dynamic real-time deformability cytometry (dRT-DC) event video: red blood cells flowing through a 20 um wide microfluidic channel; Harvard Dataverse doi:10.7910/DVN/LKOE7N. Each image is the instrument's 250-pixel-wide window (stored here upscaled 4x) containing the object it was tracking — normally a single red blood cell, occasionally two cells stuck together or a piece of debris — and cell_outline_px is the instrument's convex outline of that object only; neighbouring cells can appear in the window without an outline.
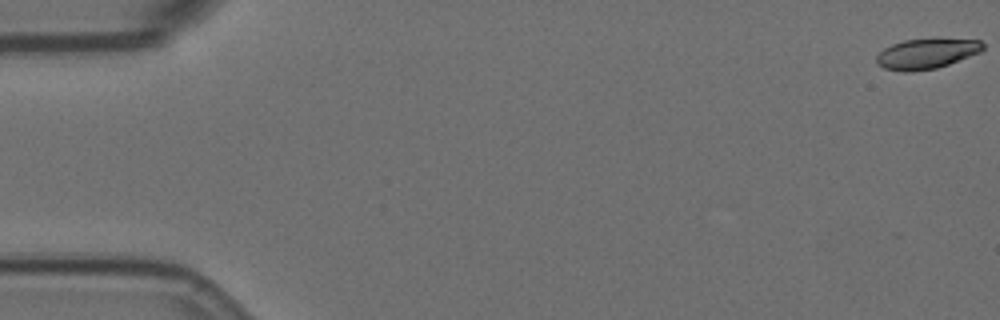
{"species": "Egyptian fruit bat (a non-hibernating species)", "species_latin": "Rousettus aegyptiacus", "temperature_condition": "room temperature", "stored_images_in_passage": 23, "camera_frame_rate_fps": 3000, "um_per_image_px": 0.085, "animal": {"sex": "female"}, "frame": {"image": 1, "passage_image": 1, "time_ms": 0.0, "image_size_px": [1000, 320], "cell_outline_px": [[984, 48], [980, 52], [948, 64], [936, 68], [908, 72], [904, 72], [884, 68], [876, 64], [876, 56], [884, 48], [892, 44], [904, 40], [980, 40], [984, 44]], "centroid_in_image_um": [78.7, 4.58], "position_along_channel_um": 6.3, "area_um2": 18.26}}
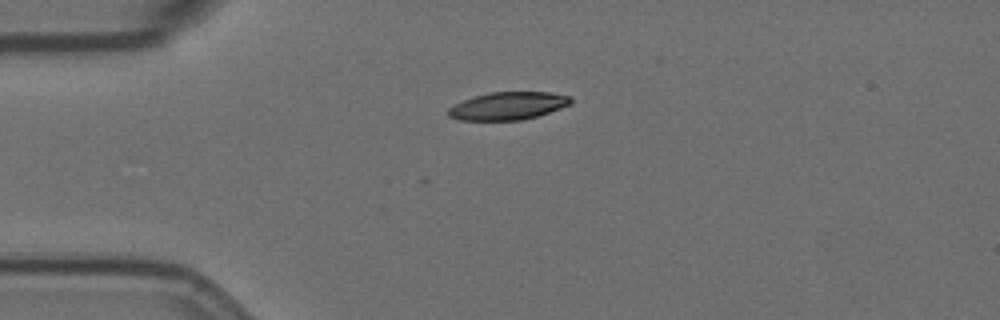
{"frame": {"image": 2, "passage_image": 15, "time_ms": 4.667, "image_size_px": [1000, 320], "cell_outline_px": [[572, 104], [536, 116], [520, 120], [460, 120], [448, 116], [448, 108], [464, 100], [488, 92], [552, 92], [572, 96]], "centroid_in_image_um": [43.21, 8.99], "position_along_channel_um": 41.8, "area_um2": 19.71}}
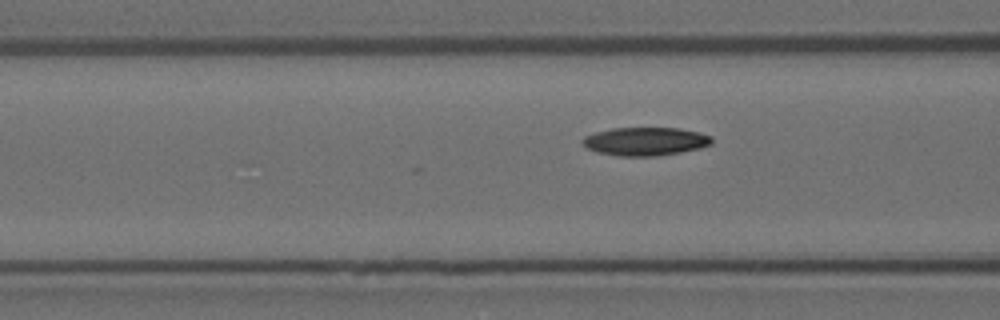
{"frame": {"image": 3, "passage_image": 23, "time_ms": 7.333, "image_size_px": [1000, 320], "cell_outline_px": [[712, 144], [700, 148], [660, 156], [620, 156], [596, 152], [588, 148], [580, 140], [584, 136], [596, 132], [612, 128], [680, 128], [712, 136]], "centroid_in_image_um": [54.85, 12.02], "position_along_channel_um": 111.8, "area_um2": 21.33}}